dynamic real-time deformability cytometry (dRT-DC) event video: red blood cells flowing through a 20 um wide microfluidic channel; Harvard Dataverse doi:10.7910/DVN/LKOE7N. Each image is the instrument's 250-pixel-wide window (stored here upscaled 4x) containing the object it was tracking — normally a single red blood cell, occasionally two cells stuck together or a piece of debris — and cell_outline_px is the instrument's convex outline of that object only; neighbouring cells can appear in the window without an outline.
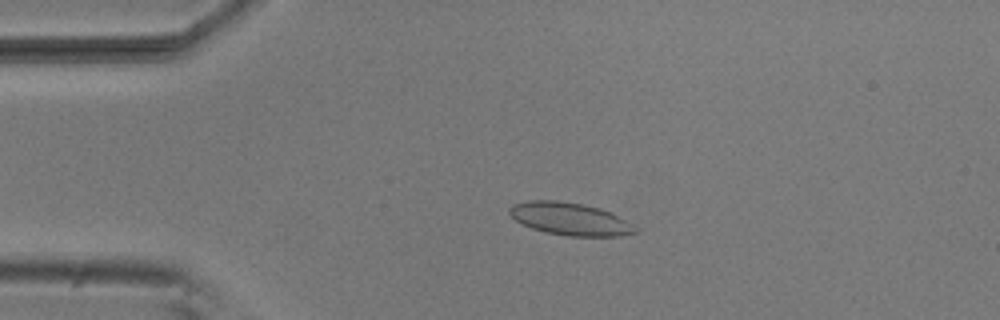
{"species": "common noctule bat (a hibernating species)", "species_latin": "Nyctalus noctula", "temperature_condition": "room temperature", "stored_images_in_passage": 4, "camera_frame_rate_fps": 3000, "um_per_image_px": 0.085, "animal": {"sex": "male", "body_mass_g": 20.5, "forearm_length_mm": 52.5}, "frame": {"image": 1, "passage_image": 3, "time_ms": 0.667, "image_size_px": [1000, 320], "cell_outline_px": [[640, 232], [620, 236], [568, 236], [544, 232], [532, 228], [516, 220], [508, 212], [508, 208], [512, 204], [528, 200], [556, 200], [580, 204], [600, 208], [612, 212], [636, 224], [640, 228]], "centroid_in_image_um": [48.53, 18.61], "position_along_channel_um": 36.5, "area_um2": 24.28}}